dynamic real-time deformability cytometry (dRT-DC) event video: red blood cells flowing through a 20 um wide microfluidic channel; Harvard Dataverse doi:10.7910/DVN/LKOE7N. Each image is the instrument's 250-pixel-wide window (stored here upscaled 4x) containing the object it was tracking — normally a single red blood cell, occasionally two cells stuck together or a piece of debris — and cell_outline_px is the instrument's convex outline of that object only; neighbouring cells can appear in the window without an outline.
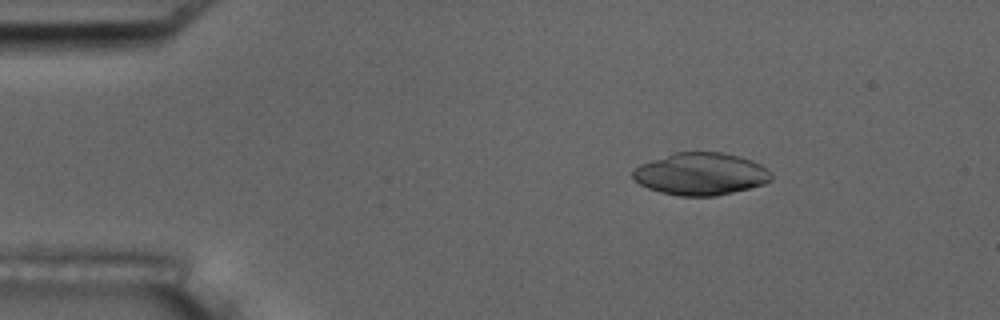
{"species": "common noctule bat (a hibernating species)", "species_latin": "Nyctalus noctula", "temperature_condition": "room temperature", "stored_images_in_passage": 54, "camera_frame_rate_fps": 3000, "um_per_image_px": 0.085, "animal": {"sex": "male", "body_mass_g": 17.5, "forearm_length_mm": 52.3}, "frame": {"image": 1, "passage_image": 9, "time_ms": 2.667, "image_size_px": [1000, 320], "cell_outline_px": [[772, 180], [764, 184], [716, 196], [680, 196], [660, 192], [648, 188], [640, 184], [632, 176], [632, 172], [640, 164], [676, 152], [724, 152], [740, 156], [752, 160], [768, 168], [772, 172]], "centroid_in_image_um": [59.6, 14.78], "position_along_channel_um": 25.4, "area_um2": 34.16}}